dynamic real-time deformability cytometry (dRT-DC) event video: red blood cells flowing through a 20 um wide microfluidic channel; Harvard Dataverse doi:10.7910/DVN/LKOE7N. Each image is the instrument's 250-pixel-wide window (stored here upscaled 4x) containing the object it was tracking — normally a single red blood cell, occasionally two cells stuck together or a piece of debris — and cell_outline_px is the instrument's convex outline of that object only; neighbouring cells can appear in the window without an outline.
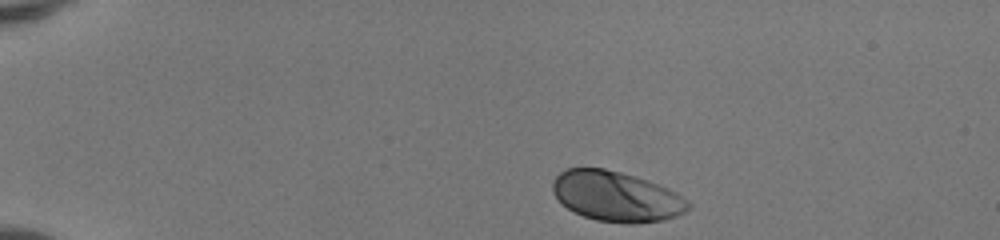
{"species": "human", "species_latin": "Homo sapiens", "temperature_condition": "room temperature", "stored_images_in_passage": 38, "camera_frame_rate_fps": 3000, "um_per_image_px": 0.085, "donor": {"sex": "female"}, "frame": {"image": 1, "passage_image": 1, "time_ms": 0.0, "image_size_px": [1000, 240], "cell_outline_px": [[692, 208], [676, 216], [664, 220], [632, 224], [624, 224], [596, 220], [584, 216], [560, 204], [552, 192], [552, 184], [556, 176], [560, 172], [568, 168], [604, 168], [636, 176], [648, 180], [668, 188], [676, 192], [688, 200], [692, 204]], "centroid_in_image_um": [52.4, 16.7], "position_along_channel_um": 32.6, "area_um2": 40.0}}
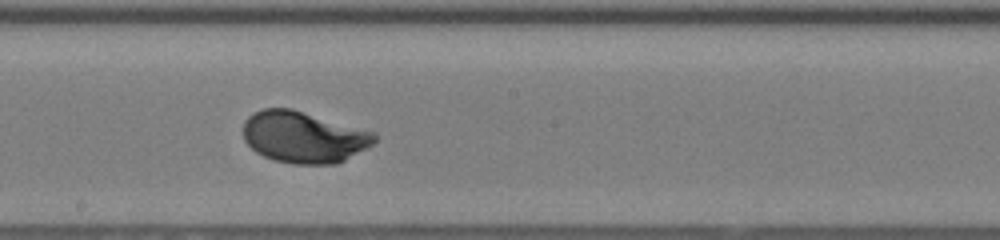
{"frame": {"image": 2, "passage_image": 21, "time_ms": 6.667, "image_size_px": [1000, 240], "cell_outline_px": [[376, 140], [372, 144], [344, 160], [336, 164], [292, 164], [272, 160], [256, 152], [244, 140], [244, 120], [252, 112], [264, 108], [292, 108], [376, 132]], "centroid_in_image_um": [25.79, 11.64], "position_along_channel_um": 222.4, "area_um2": 39.54}}
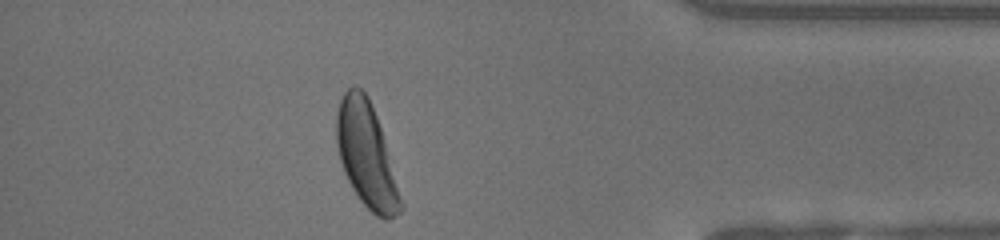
{"frame": {"image": 3, "passage_image": 36, "time_ms": 11.667, "image_size_px": [1000, 240], "cell_outline_px": [[404, 208], [400, 212], [388, 220], [384, 220], [376, 216], [360, 200], [352, 188], [344, 172], [340, 160], [336, 144], [336, 112], [340, 100], [344, 92], [352, 84], [356, 84], [368, 96], [376, 116], [380, 128], [404, 204]], "centroid_in_image_um": [31.13, 13.17], "position_along_channel_um": 404.1, "area_um2": 39.02}, "authors_computed_cell_mechanics": {"area_um2": 38.6971, "velocity_mm_per_s": 4.1318, "shape_relaxation_time_tau1_ms": 1.5635, "shape_relaxation_time_tau2_ms": null, "deformation_change_tau1": 0.1436, "deformation_change_tau2": null}}